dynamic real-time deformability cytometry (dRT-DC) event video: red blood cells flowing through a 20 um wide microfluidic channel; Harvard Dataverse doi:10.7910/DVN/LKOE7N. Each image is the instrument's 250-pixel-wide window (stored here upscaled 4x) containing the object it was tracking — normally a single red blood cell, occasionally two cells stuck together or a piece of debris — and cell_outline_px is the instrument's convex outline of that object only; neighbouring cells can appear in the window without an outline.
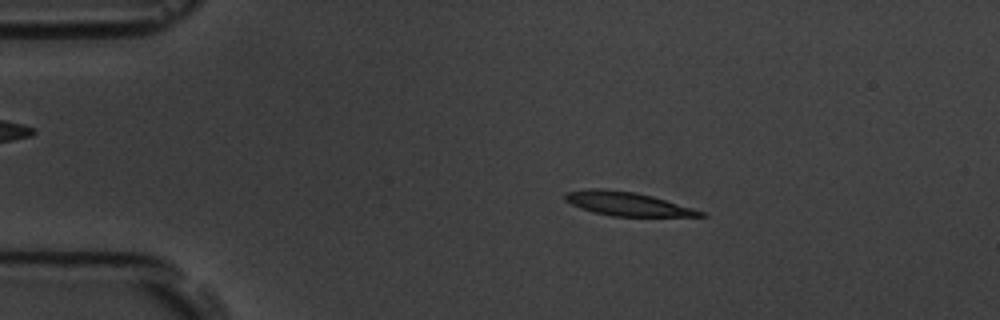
{"species": "common noctule bat (a hibernating species)", "species_latin": "Nyctalus noctula", "temperature_condition": "room temperature", "stored_images_in_passage": 4, "camera_frame_rate_fps": 3000, "um_per_image_px": 0.085, "animal": {"sex": "male", "body_mass_g": 19.5, "forearm_length_mm": 54.6}, "frame": {"image": 1, "passage_image": 3, "time_ms": 2.333, "image_size_px": [1000, 320], "cell_outline_px": [[708, 216], [612, 216], [592, 212], [580, 208], [564, 200], [564, 192], [588, 188], [604, 188], [636, 192], [652, 196], [692, 208], [704, 212]], "centroid_in_image_um": [53.24, 17.31], "position_along_channel_um": 31.8, "area_um2": 18.73}}